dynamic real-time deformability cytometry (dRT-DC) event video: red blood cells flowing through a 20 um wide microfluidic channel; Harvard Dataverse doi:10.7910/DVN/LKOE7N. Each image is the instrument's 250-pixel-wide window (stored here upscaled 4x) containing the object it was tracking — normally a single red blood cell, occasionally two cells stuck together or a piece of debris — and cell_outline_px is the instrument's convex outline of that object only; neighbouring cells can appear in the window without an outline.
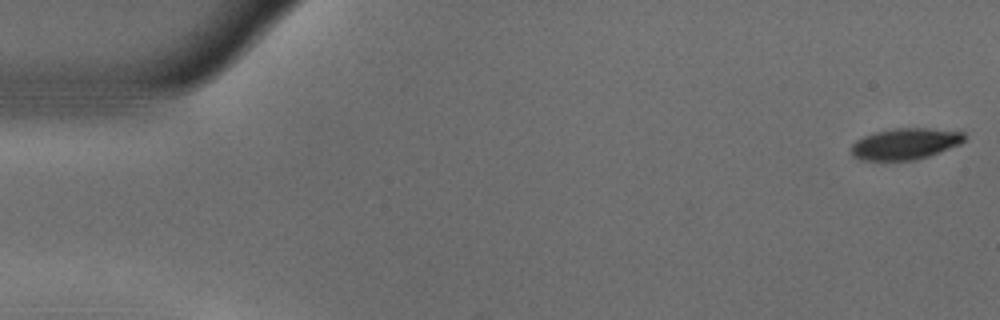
{"species": "common noctule bat (a hibernating species)", "species_latin": "Nyctalus noctula", "temperature_condition": "warm", "stored_images_in_passage": 54, "camera_frame_rate_fps": 3000, "um_per_image_px": 0.085, "animal": {"sex": "male", "body_mass_g": 18.8}, "frame": {"image": 1, "passage_image": 1, "time_ms": 0.0, "image_size_px": [1000, 320], "cell_outline_px": [[964, 140], [960, 144], [928, 156], [912, 160], [860, 160], [852, 156], [852, 144], [856, 140], [864, 136], [876, 132], [892, 128], [928, 128], [964, 132]], "centroid_in_image_um": [76.92, 12.22], "position_along_channel_um": 8.1, "area_um2": 20.46}}
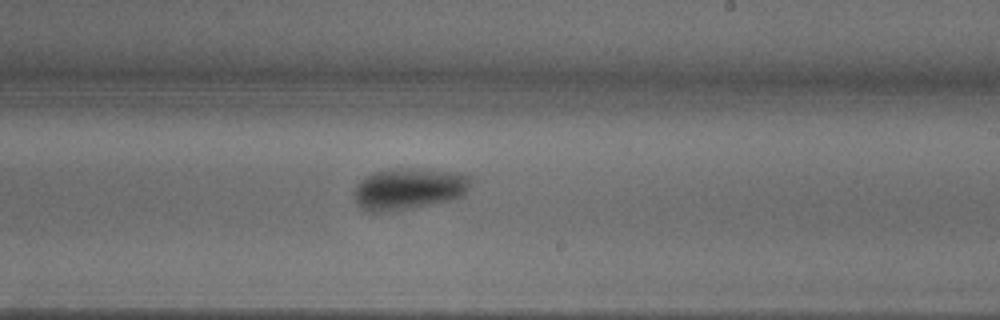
{"frame": {"image": 2, "passage_image": 32, "time_ms": 10.333, "image_size_px": [1000, 320], "cell_outline_px": [[472, 180], [464, 196], [456, 200], [392, 212], [364, 212], [356, 204], [356, 184], [364, 176], [372, 172], [388, 168], [416, 168], [456, 172], [468, 176]], "centroid_in_image_um": [34.74, 16.06], "position_along_channel_um": 254.3, "area_um2": 29.02}}
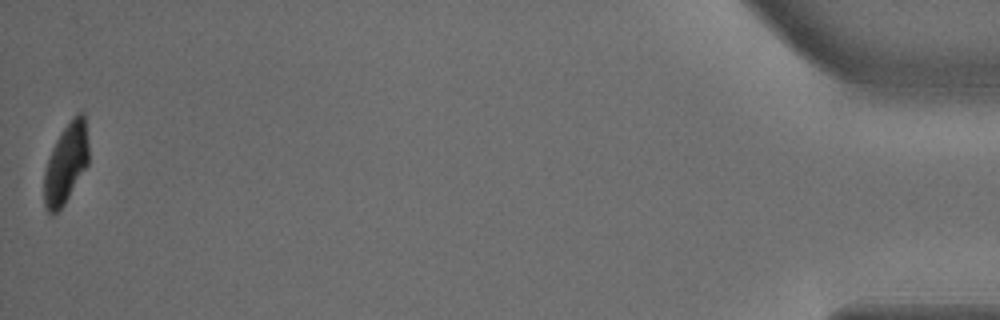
{"frame": {"image": 3, "passage_image": 54, "time_ms": 17.667, "image_size_px": [1000, 320], "cell_outline_px": [[88, 164], [64, 204], [52, 216], [48, 216], [44, 208], [44, 172], [52, 148], [56, 140], [64, 128], [76, 112], [84, 112], [88, 144]], "centroid_in_image_um": [5.59, 13.92], "position_along_channel_um": 429.6, "area_um2": 20.75}, "authors_computed_cell_mechanics": {"area_um2": 25.2875, "velocity_mm_per_s": 3.6943, "shape_relaxation_time_tau1_ms": 3.4972, "shape_relaxation_time_tau2_ms": 1.3092, "deformation_change_tau1": 0.1538, "deformation_change_tau2": 0.0413}}